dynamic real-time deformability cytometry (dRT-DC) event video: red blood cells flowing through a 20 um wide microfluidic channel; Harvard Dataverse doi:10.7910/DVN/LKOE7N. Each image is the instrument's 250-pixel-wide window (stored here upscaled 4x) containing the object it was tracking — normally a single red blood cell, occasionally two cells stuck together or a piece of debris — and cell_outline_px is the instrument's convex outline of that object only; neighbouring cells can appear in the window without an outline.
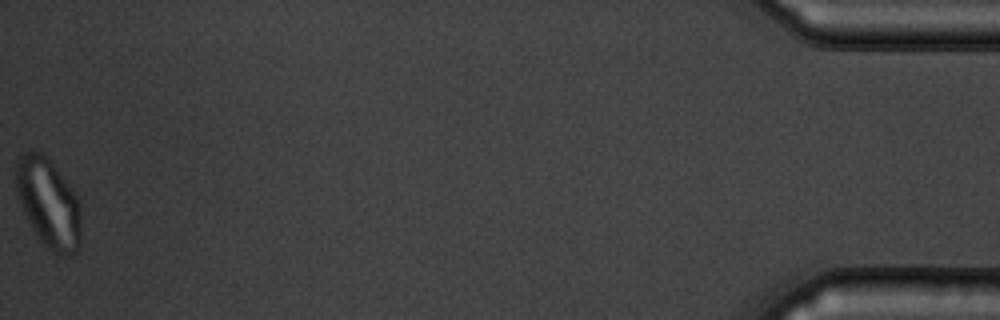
{"species": "common noctule bat (a hibernating species)", "species_latin": "Nyctalus noctula", "temperature_condition": "warm", "stored_images_in_passage": 14, "camera_frame_rate_fps": 3000, "um_per_image_px": 0.085, "animal": {"sex": "male", "body_mass_g": 19.5, "forearm_length_mm": 54.6}, "frame": {"image": 1, "passage_image": 14, "time_ms": 16.667, "image_size_px": [1000, 320], "cell_outline_px": [[80, 248], [76, 252], [68, 256], [56, 256], [36, 236], [24, 212], [16, 192], [16, 160], [20, 156], [28, 152], [40, 152], [56, 168], [76, 192], [80, 204]], "centroid_in_image_um": [4.15, 17.32], "position_along_channel_um": 431.1, "area_um2": 33.87}}